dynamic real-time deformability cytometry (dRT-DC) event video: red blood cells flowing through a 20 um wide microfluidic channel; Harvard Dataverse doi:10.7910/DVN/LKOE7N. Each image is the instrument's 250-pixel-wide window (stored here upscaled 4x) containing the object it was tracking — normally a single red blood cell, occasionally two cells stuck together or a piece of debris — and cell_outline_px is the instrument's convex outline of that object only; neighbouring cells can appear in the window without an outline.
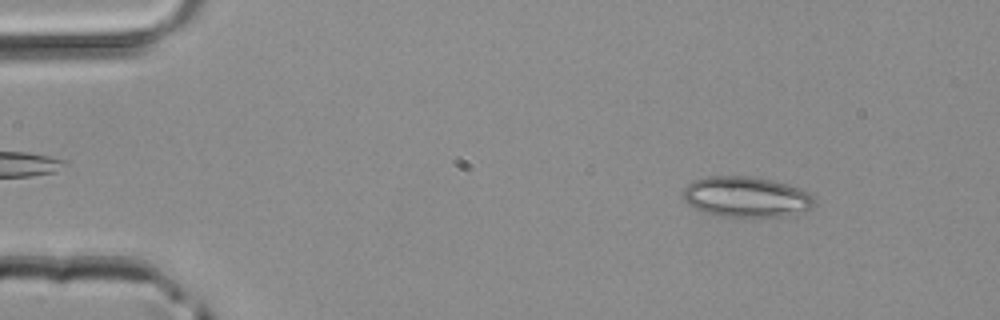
{"species": "common noctule bat (a hibernating species)", "species_latin": "Nyctalus noctula", "temperature_condition": "room temperature", "stored_images_in_passage": 4, "camera_frame_rate_fps": 3000, "um_per_image_px": 0.085, "animal": {"sex": "male", "body_mass_g": 20.4}, "frame": {"image": 1, "passage_image": 4, "time_ms": 1.0, "image_size_px": [1000, 320], "cell_outline_px": [[816, 204], [812, 208], [784, 216], [732, 220], [704, 212], [688, 204], [684, 200], [684, 188], [692, 180], [708, 176], [748, 176], [772, 180], [796, 188], [812, 196]], "centroid_in_image_um": [63.37, 16.78], "position_along_channel_um": 21.6, "area_um2": 31.5}}